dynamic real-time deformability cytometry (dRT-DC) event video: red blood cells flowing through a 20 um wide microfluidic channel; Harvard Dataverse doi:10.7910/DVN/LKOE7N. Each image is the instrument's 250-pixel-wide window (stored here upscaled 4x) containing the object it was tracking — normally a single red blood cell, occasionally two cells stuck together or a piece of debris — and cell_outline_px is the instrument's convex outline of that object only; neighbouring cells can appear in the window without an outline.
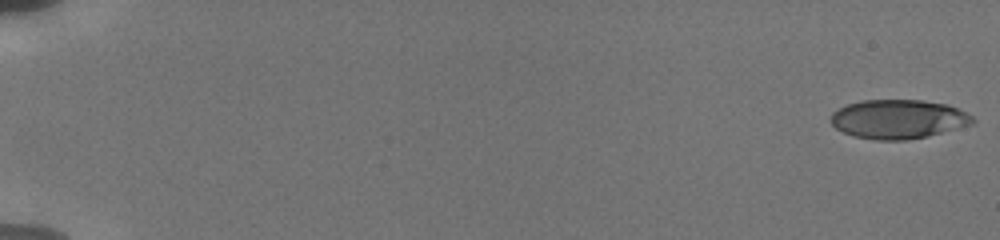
{"species": "human", "species_latin": "Homo sapiens", "temperature_condition": "cold", "stored_images_in_passage": 53, "camera_frame_rate_fps": 3000, "um_per_image_px": 0.085, "donor": {"sex": "male"}, "frame": {"image": 1, "passage_image": 1, "time_ms": 0.0, "image_size_px": [1000, 240], "cell_outline_px": [[976, 120], [972, 124], [928, 136], [904, 140], [872, 140], [852, 136], [836, 128], [828, 120], [832, 112], [848, 104], [860, 100], [920, 100], [948, 104], [972, 116]], "centroid_in_image_um": [76.32, 10.13], "position_along_channel_um": 8.7, "area_um2": 32.37}}
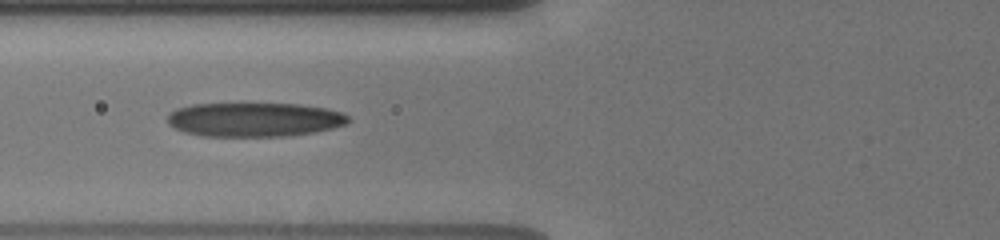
{"frame": {"image": 2, "passage_image": 23, "time_ms": 7.667, "image_size_px": [1000, 240], "cell_outline_px": [[352, 120], [344, 124], [332, 128], [316, 132], [292, 136], [200, 136], [184, 132], [168, 124], [168, 112], [176, 108], [192, 104], [300, 104], [328, 108], [344, 112]], "centroid_in_image_um": [21.64, 10.16], "position_along_channel_um": 104.2, "area_um2": 36.3}}
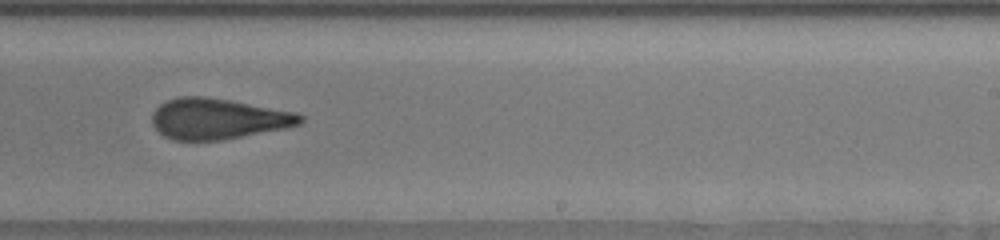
{"frame": {"image": 3, "passage_image": 43, "time_ms": 12.0, "image_size_px": [1000, 240], "cell_outline_px": [[304, 120], [300, 124], [284, 128], [220, 140], [176, 140], [164, 136], [152, 124], [152, 112], [160, 104], [168, 100], [180, 96], [208, 96], [296, 112], [304, 116]], "centroid_in_image_um": [18.52, 10.08], "position_along_channel_um": 270.5, "area_um2": 35.03}}